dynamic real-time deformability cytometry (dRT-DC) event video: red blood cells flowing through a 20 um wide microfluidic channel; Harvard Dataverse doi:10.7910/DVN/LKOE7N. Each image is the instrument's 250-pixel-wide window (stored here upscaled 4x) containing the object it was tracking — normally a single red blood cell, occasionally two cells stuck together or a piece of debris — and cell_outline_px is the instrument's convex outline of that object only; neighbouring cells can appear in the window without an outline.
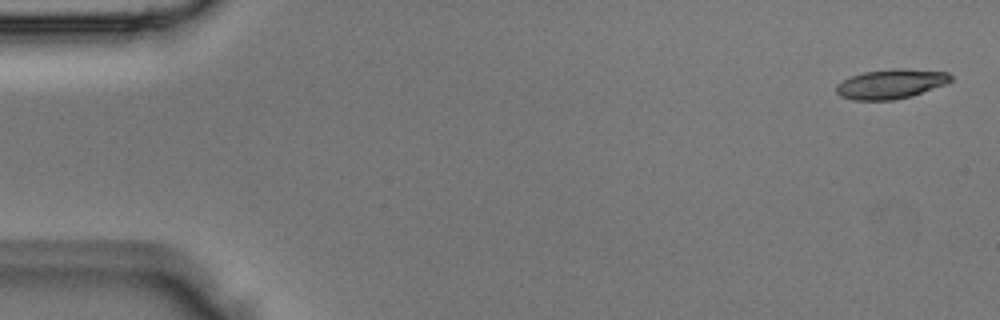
{"species": "Egyptian fruit bat (a non-hibernating species)", "species_latin": "Rousettus aegyptiacus", "temperature_condition": "room temperature", "stored_images_in_passage": 5, "camera_frame_rate_fps": 3000, "um_per_image_px": 0.085, "animal": {"sex": "male"}, "frame": {"image": 1, "passage_image": 1, "time_ms": 0.0, "image_size_px": [1000, 320], "cell_outline_px": [[952, 80], [944, 84], [912, 96], [892, 100], [852, 100], [840, 96], [836, 92], [836, 84], [852, 76], [864, 72], [888, 68], [904, 68], [948, 72], [952, 76]], "centroid_in_image_um": [75.71, 7.13], "position_along_channel_um": 9.3, "area_um2": 19.77}}
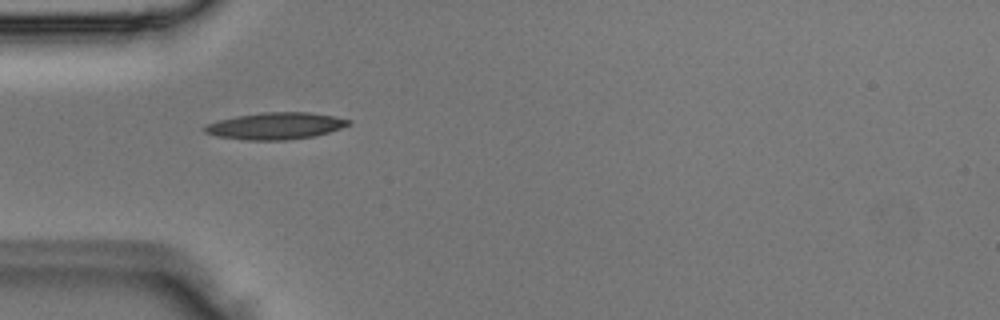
{"frame": {"image": 2, "passage_image": 4, "time_ms": 1.0, "image_size_px": [1000, 320], "cell_outline_px": [[352, 124], [316, 136], [284, 140], [248, 140], [220, 136], [204, 132], [204, 124], [236, 116], [260, 112], [308, 112], [332, 116], [352, 120]], "centroid_in_image_um": [23.44, 10.69], "position_along_channel_um": 61.6, "area_um2": 22.37}}